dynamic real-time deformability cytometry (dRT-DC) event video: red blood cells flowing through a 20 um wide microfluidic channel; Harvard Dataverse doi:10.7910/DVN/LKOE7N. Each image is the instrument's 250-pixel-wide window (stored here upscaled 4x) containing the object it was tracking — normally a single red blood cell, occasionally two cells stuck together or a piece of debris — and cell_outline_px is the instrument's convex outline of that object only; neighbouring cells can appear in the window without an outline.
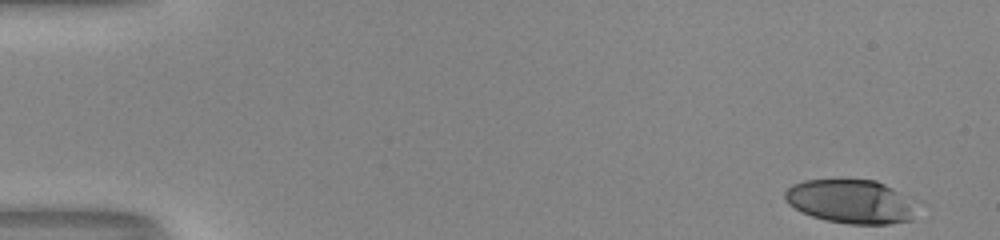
{"species": "human", "species_latin": "Homo sapiens", "temperature_condition": "room temperature", "stored_images_in_passage": 51, "camera_frame_rate_fps": 3000, "um_per_image_px": 0.085, "donor": {"sex": "male"}, "frame": {"image": 1, "passage_image": 1, "time_ms": 0.0, "image_size_px": [1000, 240], "cell_outline_px": [[912, 220], [888, 224], [848, 224], [824, 220], [800, 212], [788, 204], [784, 200], [784, 192], [792, 184], [804, 180], [840, 176], [876, 180], [892, 188], [912, 204]], "centroid_in_image_um": [72.17, 17.08], "position_along_channel_um": 12.8, "area_um2": 34.22}}
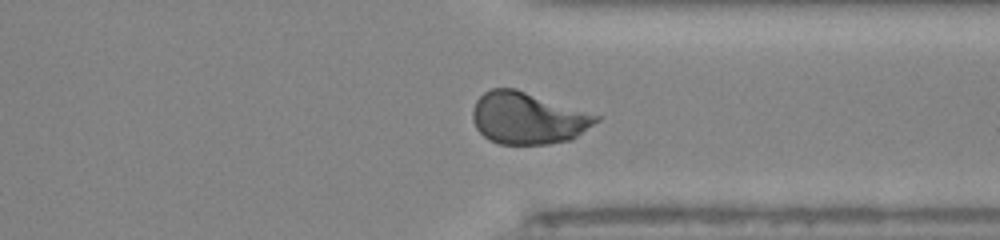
{"frame": {"image": 2, "passage_image": 39, "time_ms": 12.667, "image_size_px": [1000, 240], "cell_outline_px": [[600, 120], [572, 140], [548, 144], [500, 144], [488, 140], [476, 128], [472, 120], [472, 108], [476, 100], [484, 92], [492, 88], [516, 88], [600, 116]], "centroid_in_image_um": [44.85, 10.05], "position_along_channel_um": 366.6, "area_um2": 37.45}}
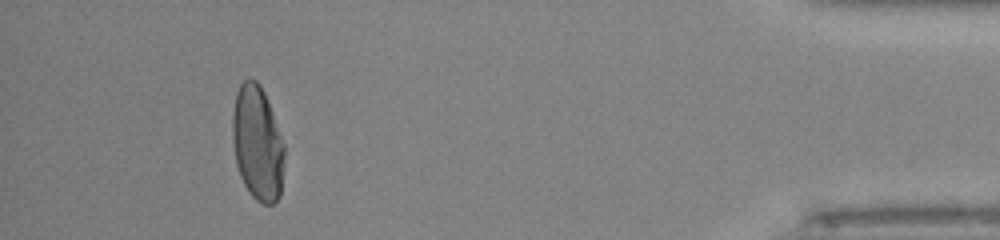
{"frame": {"image": 3, "passage_image": 47, "time_ms": 15.333, "image_size_px": [1000, 240], "cell_outline_px": [[284, 164], [280, 196], [272, 204], [264, 204], [256, 200], [248, 192], [240, 176], [236, 164], [232, 140], [232, 112], [236, 92], [240, 84], [244, 80], [256, 80], [260, 84], [264, 92], [272, 112], [284, 144]], "centroid_in_image_um": [21.87, 12.18], "position_along_channel_um": 413.3, "area_um2": 34.8}, "authors_computed_cell_mechanics": {"area_um2": 35.836, "velocity_mm_per_s": 4.0091, "shape_relaxation_time_tau1_ms": 6.4652, "shape_relaxation_time_tau2_ms": 1.3996, "deformation_change_tau1": 0.2346, "deformation_change_tau2": 0.067}}